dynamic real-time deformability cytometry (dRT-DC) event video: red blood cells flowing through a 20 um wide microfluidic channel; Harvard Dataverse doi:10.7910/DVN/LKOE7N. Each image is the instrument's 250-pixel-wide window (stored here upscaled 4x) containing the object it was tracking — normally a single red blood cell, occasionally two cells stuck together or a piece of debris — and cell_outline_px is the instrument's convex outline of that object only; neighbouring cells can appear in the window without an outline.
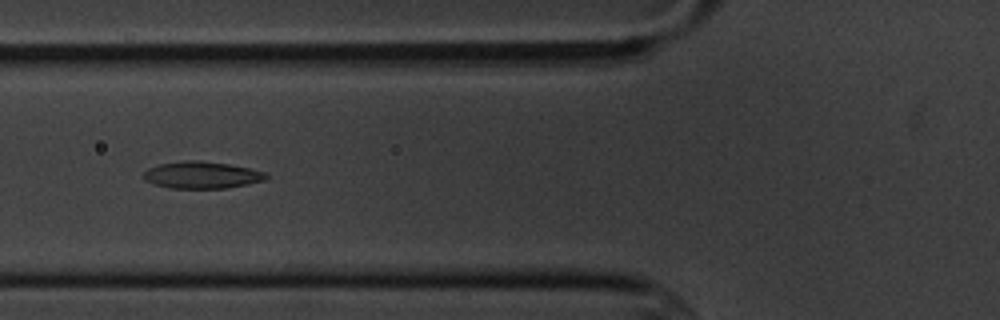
{"species": "common noctule bat (a hibernating species)", "species_latin": "Nyctalus noctula", "temperature_condition": "cold", "stored_images_in_passage": 4, "camera_frame_rate_fps": 3000, "um_per_image_px": 0.085, "animal": {"sex": "male", "body_mass_g": 20.1, "forearm_length_mm": 53.5}, "frame": {"image": 1, "passage_image": 4, "time_ms": 3.333, "image_size_px": [1000, 320], "cell_outline_px": [[268, 176], [264, 180], [248, 184], [224, 188], [168, 188], [144, 180], [144, 172], [148, 168], [160, 164], [184, 160], [200, 160], [228, 164], [248, 168], [264, 172]], "centroid_in_image_um": [17.13, 14.87], "position_along_channel_um": 108.7, "area_um2": 19.07}}